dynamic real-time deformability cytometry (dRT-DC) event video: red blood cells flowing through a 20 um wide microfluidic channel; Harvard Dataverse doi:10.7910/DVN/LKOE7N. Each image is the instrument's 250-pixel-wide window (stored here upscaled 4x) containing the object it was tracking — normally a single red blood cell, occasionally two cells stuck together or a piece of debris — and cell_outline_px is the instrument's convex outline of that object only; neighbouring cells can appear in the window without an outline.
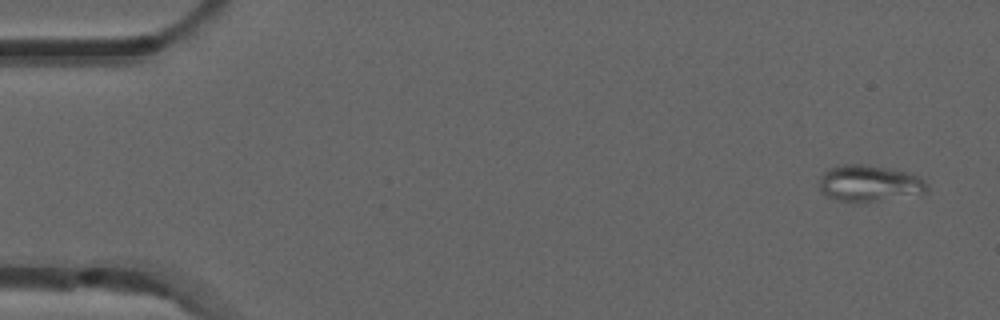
{"species": "common noctule bat (a hibernating species)", "species_latin": "Nyctalus noctula", "temperature_condition": "room temperature", "stored_images_in_passage": 4, "camera_frame_rate_fps": 3000, "um_per_image_px": 0.085, "animal": {"sex": "male", "forearm_length_mm": 52.5}, "frame": {"image": 1, "passage_image": 1, "time_ms": 0.0, "image_size_px": [1000, 320], "cell_outline_px": [[928, 192], [920, 196], [864, 204], [836, 200], [828, 196], [820, 188], [820, 176], [828, 168], [844, 164], [860, 164], [892, 168], [916, 176], [924, 180], [928, 184]], "centroid_in_image_um": [73.96, 15.63], "position_along_channel_um": 11.0, "area_um2": 23.7}}